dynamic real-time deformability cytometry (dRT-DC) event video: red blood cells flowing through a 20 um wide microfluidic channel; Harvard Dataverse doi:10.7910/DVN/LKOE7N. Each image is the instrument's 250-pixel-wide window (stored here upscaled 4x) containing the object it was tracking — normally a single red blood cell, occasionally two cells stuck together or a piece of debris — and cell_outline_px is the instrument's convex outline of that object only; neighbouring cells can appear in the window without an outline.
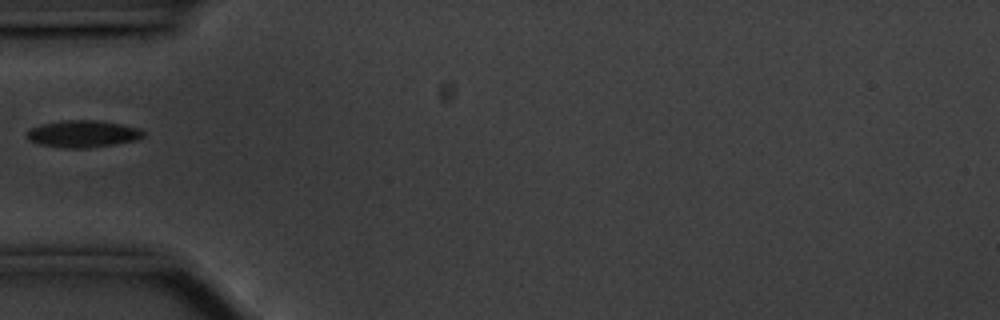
{"species": "common noctule bat (a hibernating species)", "species_latin": "Nyctalus noctula", "temperature_condition": "cold", "stored_images_in_passage": 17, "camera_frame_rate_fps": 3000, "um_per_image_px": 0.085, "animal": {"sex": "male", "body_mass_g": 20.1, "forearm_length_mm": 53.5}, "frame": {"image": 1, "passage_image": 1, "time_ms": 0.0, "image_size_px": [1000, 320], "cell_outline_px": [[144, 136], [136, 140], [88, 148], [60, 148], [36, 144], [28, 140], [28, 132], [32, 128], [44, 124], [64, 120], [96, 120], [120, 124], [140, 128], [144, 132]], "centroid_in_image_um": [7.04, 11.39], "position_along_channel_um": 78.0, "area_um2": 18.21}}